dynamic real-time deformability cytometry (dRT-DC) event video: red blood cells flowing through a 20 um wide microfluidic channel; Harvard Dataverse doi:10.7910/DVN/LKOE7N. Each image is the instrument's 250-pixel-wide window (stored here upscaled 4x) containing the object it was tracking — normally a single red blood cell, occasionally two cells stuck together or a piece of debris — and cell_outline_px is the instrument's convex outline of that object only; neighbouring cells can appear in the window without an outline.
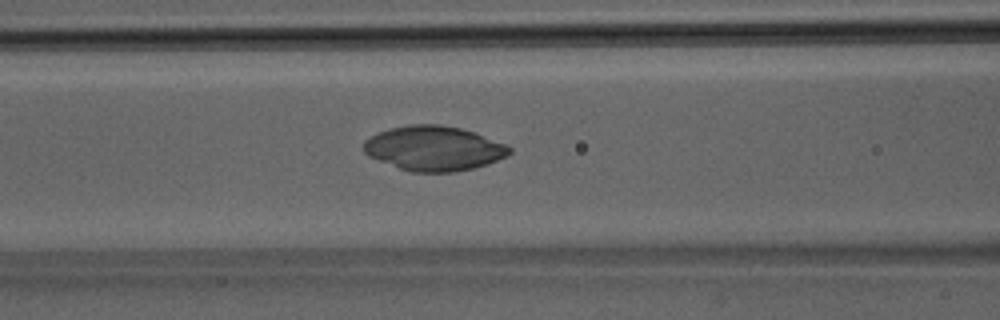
{"species": "Egyptian fruit bat (a non-hibernating species)", "species_latin": "Rousettus aegyptiacus", "temperature_condition": "room temperature", "stored_images_in_passage": 37, "camera_frame_rate_fps": 3000, "um_per_image_px": 0.085, "animal": {"sex": "male"}, "frame": {"image": 1, "passage_image": 14, "time_ms": 4.333, "image_size_px": [1000, 320], "cell_outline_px": [[512, 152], [508, 156], [472, 168], [456, 172], [412, 172], [400, 168], [368, 156], [364, 152], [364, 140], [388, 128], [412, 124], [440, 124], [460, 128], [508, 144], [512, 148]], "centroid_in_image_um": [36.89, 12.6], "position_along_channel_um": 129.7, "area_um2": 37.8}}
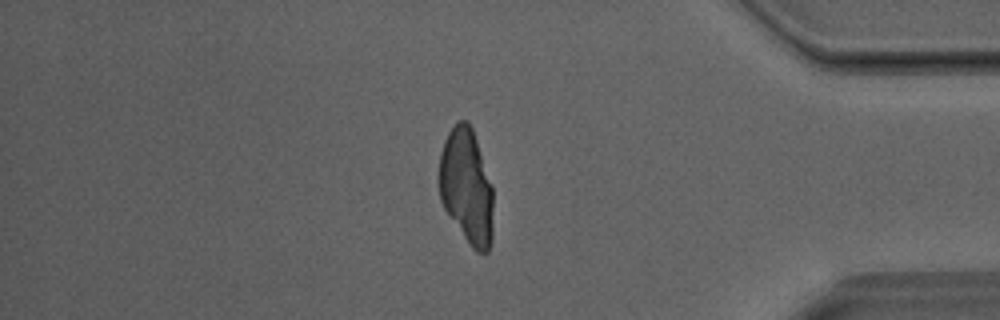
{"frame": {"image": 2, "passage_image": 31, "time_ms": 10.0, "image_size_px": [1000, 320], "cell_outline_px": [[492, 240], [488, 252], [484, 256], [476, 252], [472, 248], [444, 208], [440, 200], [440, 152], [444, 140], [448, 132], [460, 120], [468, 120], [472, 128], [492, 188]], "centroid_in_image_um": [39.66, 15.89], "position_along_channel_um": 395.5, "area_um2": 35.95}}
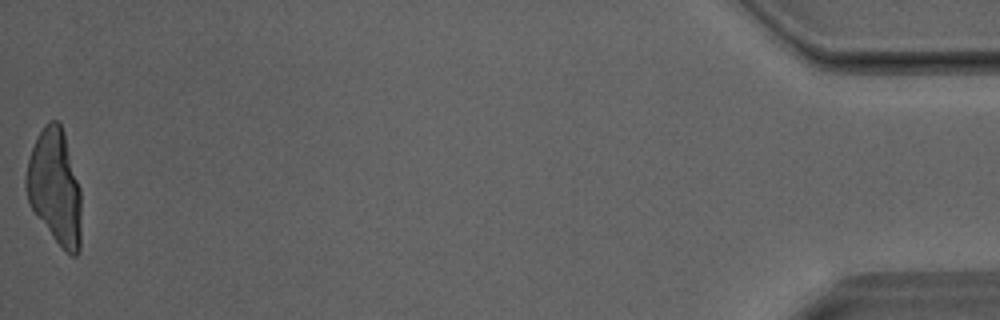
{"frame": {"image": 3, "passage_image": 37, "time_ms": 12.0, "image_size_px": [1000, 320], "cell_outline_px": [[80, 252], [76, 256], [72, 256], [64, 252], [32, 208], [28, 200], [24, 184], [24, 176], [28, 160], [32, 148], [44, 124], [48, 120], [56, 120], [60, 124], [64, 132], [80, 188]], "centroid_in_image_um": [4.66, 15.91], "position_along_channel_um": 430.5, "area_um2": 36.76}}